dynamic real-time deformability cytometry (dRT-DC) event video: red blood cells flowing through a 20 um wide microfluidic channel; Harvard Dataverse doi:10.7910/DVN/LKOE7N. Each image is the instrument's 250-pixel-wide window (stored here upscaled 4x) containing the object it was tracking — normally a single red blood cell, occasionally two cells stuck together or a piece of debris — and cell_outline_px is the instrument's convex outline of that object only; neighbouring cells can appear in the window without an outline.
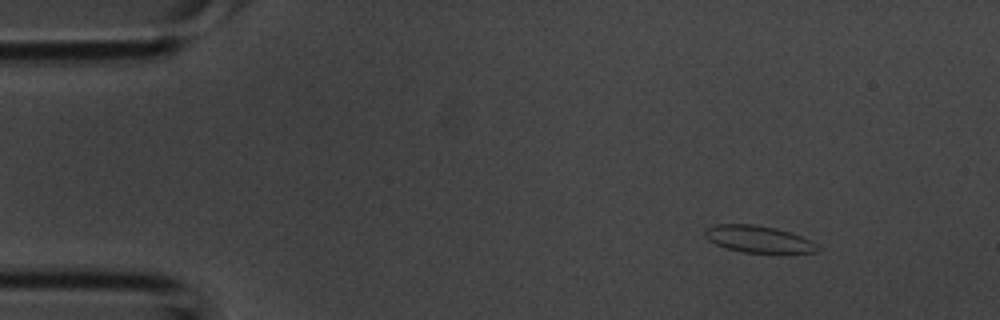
{"species": "common noctule bat (a hibernating species)", "species_latin": "Nyctalus noctula", "temperature_condition": "room temperature", "stored_images_in_passage": 37, "camera_frame_rate_fps": 3000, "um_per_image_px": 0.085, "animal": {"sex": "male", "body_mass_g": 20.1, "forearm_length_mm": 53.5}, "frame": {"image": 1, "passage_image": 1, "time_ms": 0.0, "image_size_px": [1000, 320], "cell_outline_px": [[820, 248], [816, 252], [744, 252], [728, 248], [716, 244], [708, 240], [704, 236], [704, 232], [708, 228], [716, 224], [752, 224], [776, 228], [800, 236], [816, 244]], "centroid_in_image_um": [64.42, 20.31], "position_along_channel_um": 20.6, "area_um2": 17.17}}
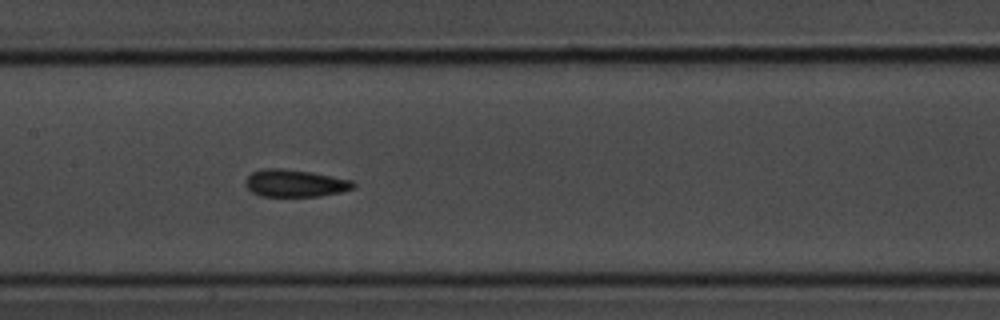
{"frame": {"image": 2, "passage_image": 16, "time_ms": 5.0, "image_size_px": [1000, 320], "cell_outline_px": [[356, 188], [340, 192], [320, 196], [260, 196], [252, 192], [244, 184], [244, 180], [252, 172], [264, 168], [280, 168], [308, 172], [352, 180], [356, 184]], "centroid_in_image_um": [25.06, 15.58], "position_along_channel_um": 182.3, "area_um2": 17.11}}
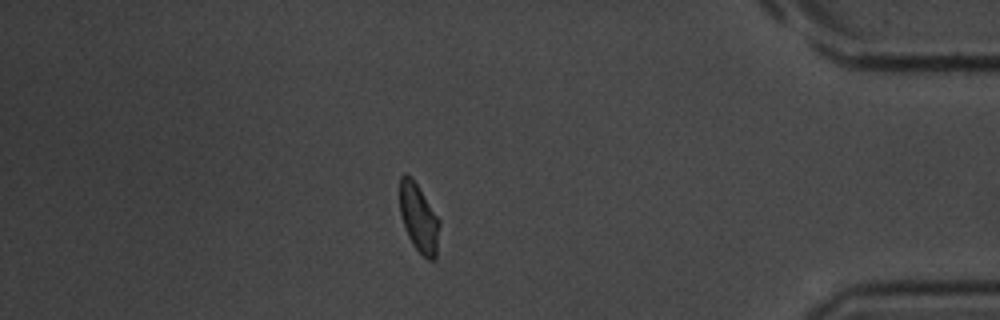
{"frame": {"image": 3, "passage_image": 32, "time_ms": 10.333, "image_size_px": [1000, 320], "cell_outline_px": [[440, 224], [436, 260], [428, 260], [412, 244], [408, 236], [400, 212], [400, 176], [404, 172], [412, 176], [440, 220]], "centroid_in_image_um": [35.61, 18.52], "position_along_channel_um": 399.6, "area_um2": 15.9}}